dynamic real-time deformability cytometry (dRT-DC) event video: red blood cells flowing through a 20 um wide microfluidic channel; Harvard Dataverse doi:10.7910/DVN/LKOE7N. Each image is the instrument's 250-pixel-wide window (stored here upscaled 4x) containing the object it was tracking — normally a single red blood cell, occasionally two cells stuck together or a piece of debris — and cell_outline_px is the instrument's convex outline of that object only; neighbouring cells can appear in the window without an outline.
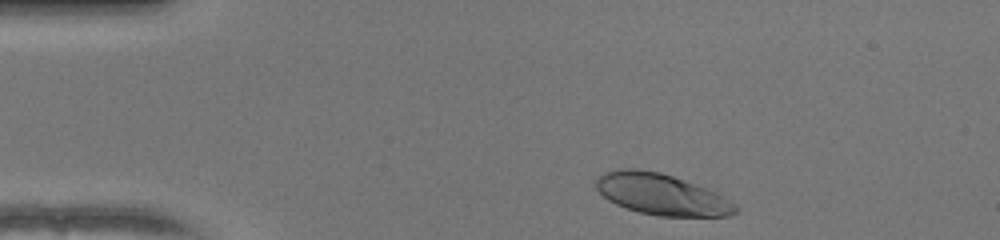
{"species": "human", "species_latin": "Homo sapiens", "temperature_condition": "warm", "stored_images_in_passage": 44, "camera_frame_rate_fps": 3000, "um_per_image_px": 0.085, "donor": {"sex": "female"}, "frame": {"image": 1, "passage_image": 2, "time_ms": 0.333, "image_size_px": [1000, 240], "cell_outline_px": [[740, 208], [732, 216], [660, 216], [640, 212], [616, 204], [608, 200], [596, 188], [596, 180], [604, 172], [620, 168], [636, 168], [660, 172], [672, 176], [716, 192], [736, 204]], "centroid_in_image_um": [56.24, 16.52], "position_along_channel_um": 28.8, "area_um2": 33.23}}
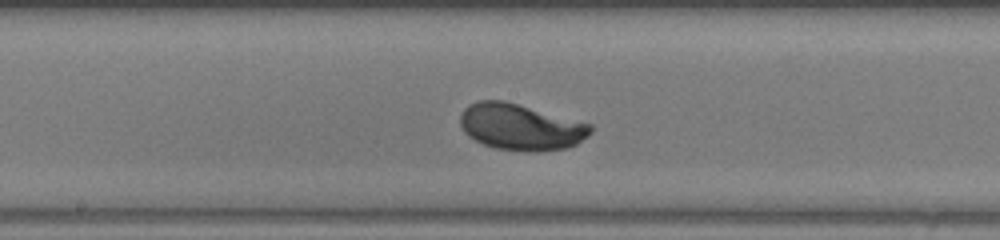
{"frame": {"image": 2, "passage_image": 20, "time_ms": 6.333, "image_size_px": [1000, 240], "cell_outline_px": [[592, 132], [588, 136], [576, 144], [568, 148], [536, 152], [496, 148], [484, 144], [468, 136], [464, 132], [460, 124], [460, 116], [464, 108], [468, 104], [476, 100], [504, 100], [592, 124]], "centroid_in_image_um": [44.26, 10.78], "position_along_channel_um": 203.9, "area_um2": 35.26}}
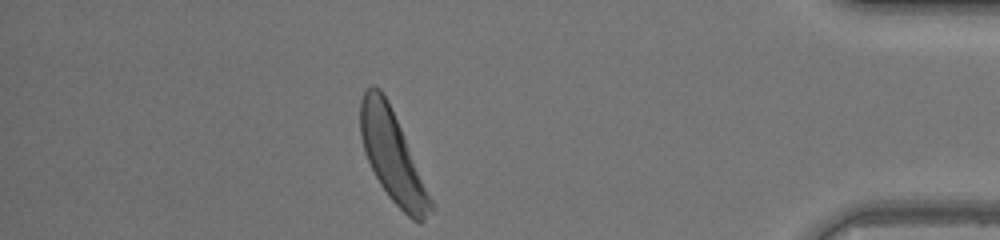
{"frame": {"image": 3, "passage_image": 38, "time_ms": 12.333, "image_size_px": [1000, 240], "cell_outline_px": [[432, 208], [424, 220], [420, 224], [412, 220], [388, 196], [380, 184], [364, 152], [360, 136], [360, 100], [364, 92], [372, 84], [380, 88], [388, 100], [432, 200]], "centroid_in_image_um": [33.32, 13.25], "position_along_channel_um": 401.9, "area_um2": 36.3}, "authors_computed_cell_mechanics": {"area_um2": 34.3043, "velocity_mm_per_s": 4.0212, "shape_relaxation_time_tau1_ms": 2.6104, "shape_relaxation_time_tau2_ms": null, "deformation_change_tau1": 0.1554, "deformation_change_tau2": null}}